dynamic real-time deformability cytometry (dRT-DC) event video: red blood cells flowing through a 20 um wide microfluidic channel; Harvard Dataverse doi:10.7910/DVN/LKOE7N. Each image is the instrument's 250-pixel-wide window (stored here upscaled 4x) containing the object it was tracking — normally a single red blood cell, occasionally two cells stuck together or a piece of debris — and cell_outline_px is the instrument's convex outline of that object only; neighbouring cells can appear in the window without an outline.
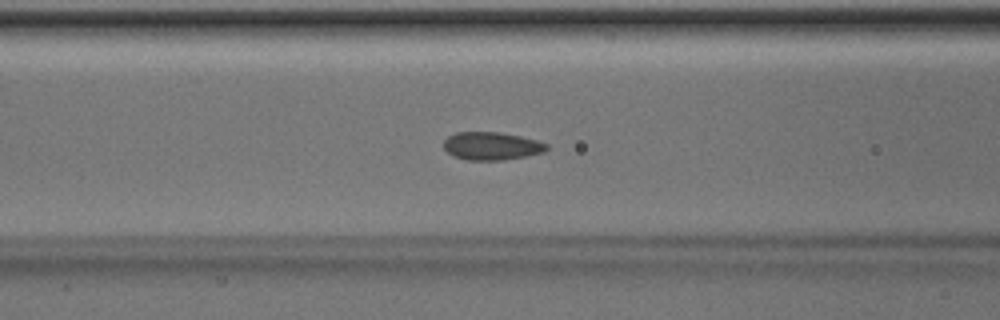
{"species": "Egyptian fruit bat (a non-hibernating species)", "species_latin": "Rousettus aegyptiacus", "temperature_condition": "room temperature", "stored_images_in_passage": 52, "camera_frame_rate_fps": 3000, "um_per_image_px": 0.085, "animal": {"sex": "male"}, "frame": {"image": 1, "passage_image": 21, "time_ms": 6.667, "image_size_px": [1000, 320], "cell_outline_px": [[548, 148], [544, 152], [504, 160], [468, 160], [452, 156], [444, 148], [444, 140], [448, 136], [456, 132], [500, 132], [520, 136], [536, 140], [548, 144]], "centroid_in_image_um": [41.77, 12.41], "position_along_channel_um": 124.8, "area_um2": 16.76}}
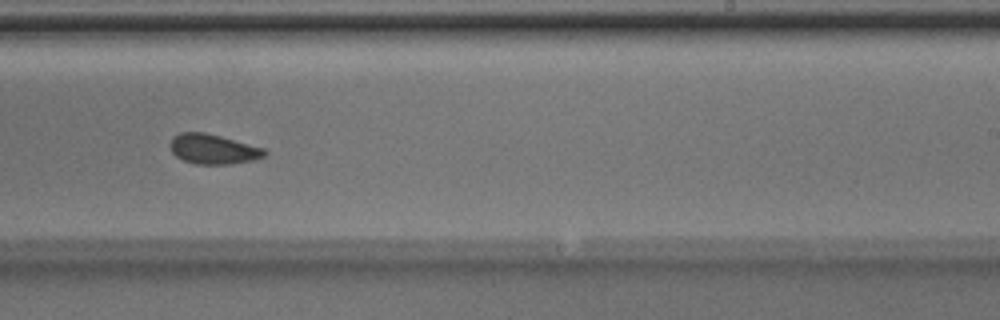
{"frame": {"image": 2, "passage_image": 32, "time_ms": 10.333, "image_size_px": [1000, 320], "cell_outline_px": [[268, 152], [264, 156], [252, 160], [228, 164], [196, 164], [184, 160], [176, 156], [172, 152], [168, 144], [172, 136], [180, 132], [204, 132], [220, 136], [264, 148]], "centroid_in_image_um": [18.07, 12.66], "position_along_channel_um": 270.9, "area_um2": 16.42}}
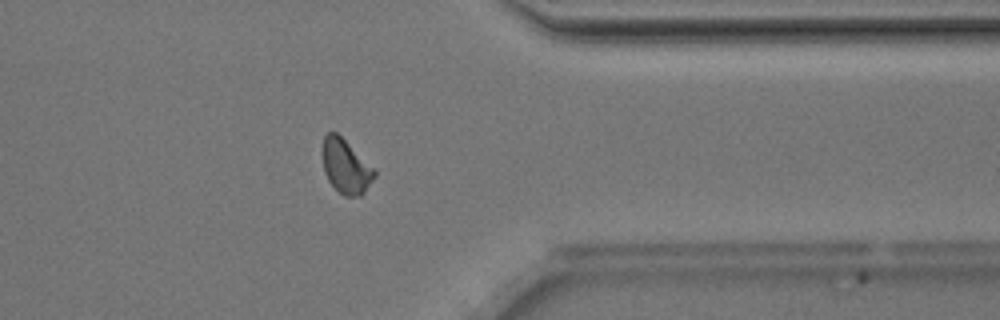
{"frame": {"image": 3, "passage_image": 41, "time_ms": 13.333, "image_size_px": [1000, 320], "cell_outline_px": [[376, 176], [364, 192], [360, 196], [344, 196], [328, 180], [324, 172], [320, 152], [324, 136], [328, 132], [336, 132], [376, 168]], "centroid_in_image_um": [29.38, 14.12], "position_along_channel_um": 382.0, "area_um2": 16.7}}